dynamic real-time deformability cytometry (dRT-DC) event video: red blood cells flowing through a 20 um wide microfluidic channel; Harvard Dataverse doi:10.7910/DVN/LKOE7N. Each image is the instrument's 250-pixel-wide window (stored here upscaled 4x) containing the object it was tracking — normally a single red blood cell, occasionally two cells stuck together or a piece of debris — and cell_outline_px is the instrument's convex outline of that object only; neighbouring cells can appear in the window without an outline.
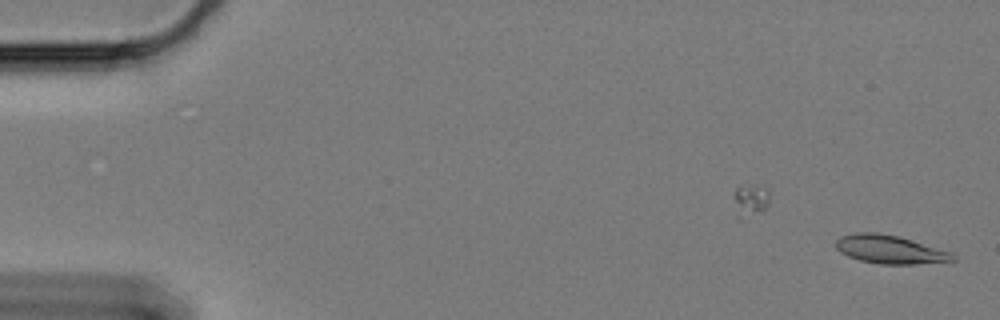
{"species": "Egyptian fruit bat (a non-hibernating species)", "species_latin": "Rousettus aegyptiacus", "temperature_condition": "cold", "stored_images_in_passage": 55, "camera_frame_rate_fps": 3000, "um_per_image_px": 0.085, "animal": {"sex": "female"}, "frame": {"image": 1, "passage_image": 1, "time_ms": 0.0, "image_size_px": [1000, 320], "cell_outline_px": [[956, 260], [916, 264], [880, 264], [860, 260], [848, 256], [840, 252], [836, 248], [836, 240], [840, 236], [856, 232], [876, 232], [896, 236], [952, 252], [956, 256]], "centroid_in_image_um": [75.62, 21.2], "position_along_channel_um": 9.4, "area_um2": 19.19}}
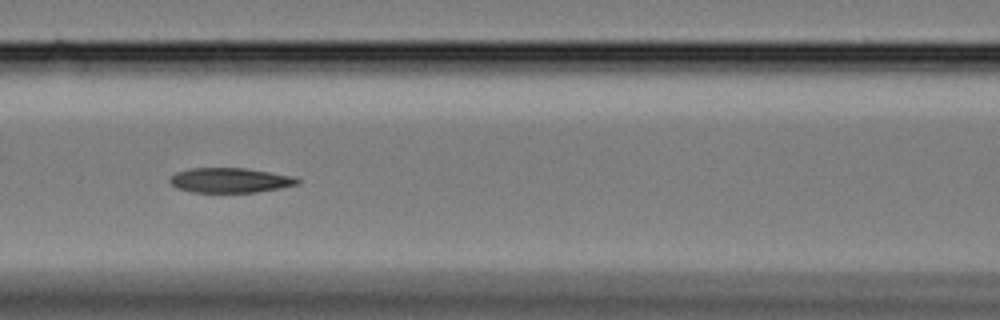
{"frame": {"image": 2, "passage_image": 26, "time_ms": 8.333, "image_size_px": [1000, 320], "cell_outline_px": [[300, 180], [296, 184], [280, 188], [256, 192], [192, 192], [176, 188], [168, 180], [176, 172], [192, 168], [244, 168], [296, 176]], "centroid_in_image_um": [19.55, 15.32], "position_along_channel_um": 147.0, "area_um2": 18.38}}
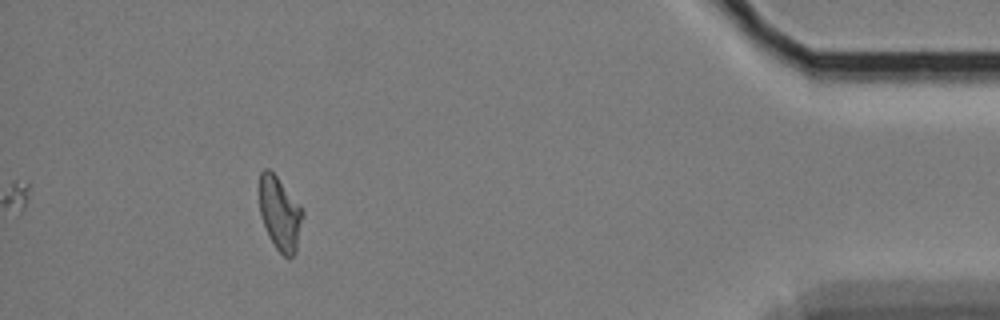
{"frame": {"image": 3, "passage_image": 55, "time_ms": 18.0, "image_size_px": [1000, 320], "cell_outline_px": [[304, 216], [296, 252], [288, 260], [276, 248], [268, 236], [260, 216], [260, 172], [264, 168], [268, 168], [276, 176], [300, 204], [304, 212]], "centroid_in_image_um": [23.81, 18.18], "position_along_channel_um": 411.4, "area_um2": 18.73}, "authors_computed_cell_mechanics": {"area_um2": 18.9006, "velocity_mm_per_s": 3.3043, "shape_relaxation_time_tau1_ms": 10.8664, "shape_relaxation_time_tau2_ms": 6.8483, "deformation_change_tau1": 0.2115, "deformation_change_tau2": 0.1421}}